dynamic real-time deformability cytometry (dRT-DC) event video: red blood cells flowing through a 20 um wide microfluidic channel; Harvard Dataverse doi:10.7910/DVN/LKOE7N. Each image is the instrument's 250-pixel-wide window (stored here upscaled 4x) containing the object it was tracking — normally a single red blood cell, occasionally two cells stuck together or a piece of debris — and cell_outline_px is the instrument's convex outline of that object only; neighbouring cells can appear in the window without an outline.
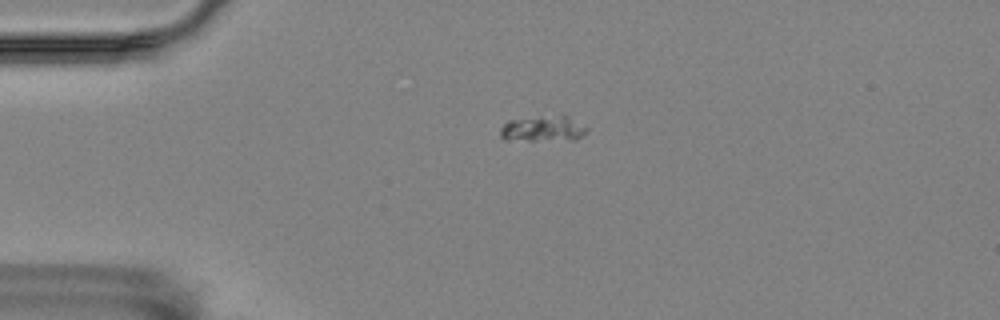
{"species": "Egyptian fruit bat (a non-hibernating species)", "species_latin": "Rousettus aegyptiacus", "temperature_condition": "room temperature", "stored_images_in_passage": 2, "camera_frame_rate_fps": 3000, "um_per_image_px": 0.085, "animal": {"sex": "female"}, "frame": {"image": 1, "passage_image": 1, "time_ms": 0.0, "image_size_px": [1000, 320], "cell_outline_px": [[588, 128], [576, 140], [504, 140], [500, 136], [500, 128], [508, 120], [540, 116], [568, 116]], "centroid_in_image_um": [46.11, 10.95], "position_along_channel_um": 38.9, "area_um2": 12.89}}